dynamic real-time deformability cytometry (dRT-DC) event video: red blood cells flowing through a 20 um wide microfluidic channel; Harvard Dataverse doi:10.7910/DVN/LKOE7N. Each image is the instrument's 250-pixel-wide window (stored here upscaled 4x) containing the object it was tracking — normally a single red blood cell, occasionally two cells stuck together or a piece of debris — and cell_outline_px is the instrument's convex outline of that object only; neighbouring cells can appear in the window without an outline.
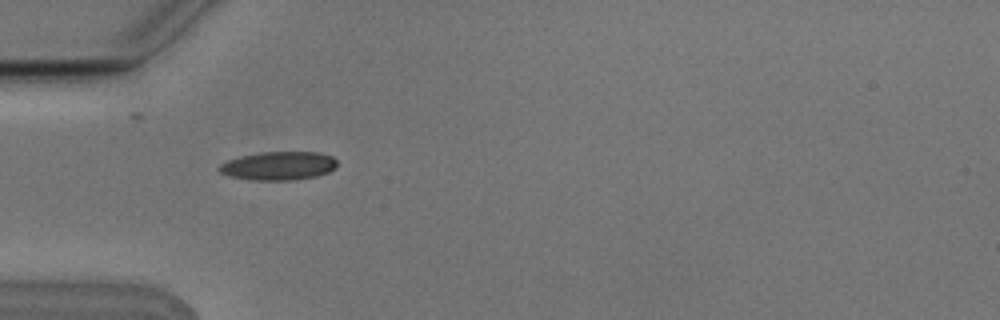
{"species": "Egyptian fruit bat (a non-hibernating species)", "species_latin": "Rousettus aegyptiacus", "temperature_condition": "cold", "stored_images_in_passage": 2, "camera_frame_rate_fps": 3000, "um_per_image_px": 0.085, "animal": {"sex": "male"}, "frame": {"image": 1, "passage_image": 1, "time_ms": 0.0, "image_size_px": [1000, 320], "cell_outline_px": [[336, 168], [328, 172], [316, 176], [296, 180], [252, 180], [228, 176], [220, 172], [216, 168], [220, 164], [228, 160], [260, 152], [320, 152], [332, 156], [336, 160]], "centroid_in_image_um": [23.68, 14.1], "position_along_channel_um": 61.3, "area_um2": 19.65}}